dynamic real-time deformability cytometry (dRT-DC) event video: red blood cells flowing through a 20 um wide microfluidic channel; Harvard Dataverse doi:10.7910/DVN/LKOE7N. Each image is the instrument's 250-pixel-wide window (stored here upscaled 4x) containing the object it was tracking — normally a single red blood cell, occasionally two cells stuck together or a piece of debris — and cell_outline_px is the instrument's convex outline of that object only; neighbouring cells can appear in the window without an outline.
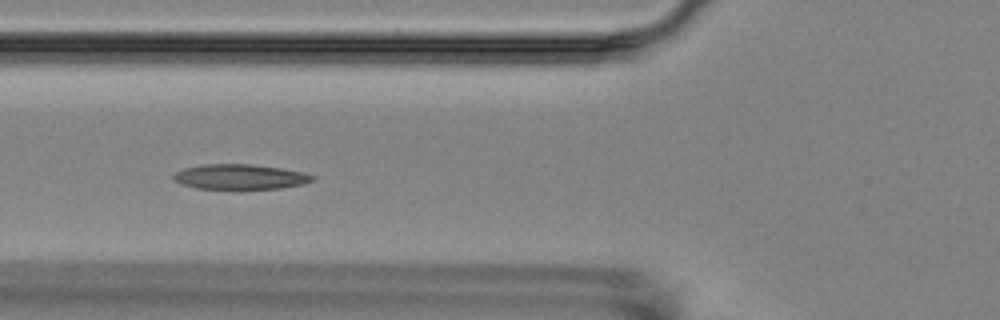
{"species": "Egyptian fruit bat (a non-hibernating species)", "species_latin": "Rousettus aegyptiacus", "temperature_condition": "room temperature", "stored_images_in_passage": 7, "camera_frame_rate_fps": 3000, "um_per_image_px": 0.085, "animal": {"sex": "female"}, "frame": {"image": 1, "passage_image": 6, "time_ms": 6.0, "image_size_px": [1000, 320], "cell_outline_px": [[316, 180], [304, 184], [280, 188], [196, 188], [180, 184], [172, 180], [172, 176], [176, 172], [184, 168], [204, 164], [252, 164], [280, 168], [304, 172], [316, 176]], "centroid_in_image_um": [20.42, 15.02], "position_along_channel_um": 105.4, "area_um2": 20.29}}